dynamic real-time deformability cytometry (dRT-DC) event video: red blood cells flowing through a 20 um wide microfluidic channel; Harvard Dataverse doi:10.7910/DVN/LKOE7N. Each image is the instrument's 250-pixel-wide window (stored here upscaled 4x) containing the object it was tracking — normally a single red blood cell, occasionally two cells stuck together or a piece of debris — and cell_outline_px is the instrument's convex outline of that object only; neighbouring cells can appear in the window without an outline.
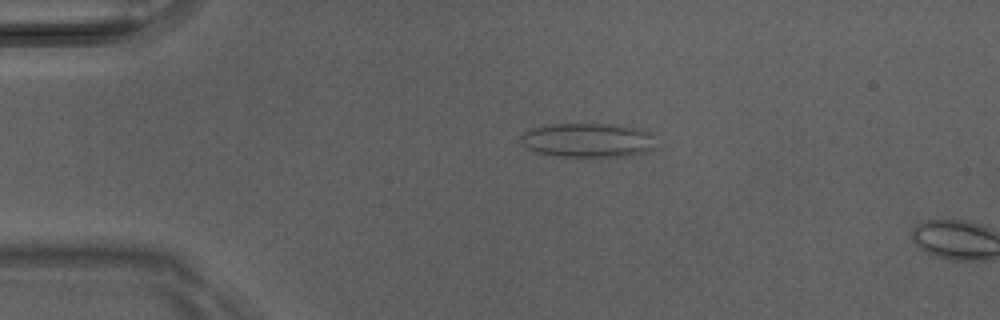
{"species": "Egyptian fruit bat (a non-hibernating species)", "species_latin": "Rousettus aegyptiacus", "temperature_condition": "room temperature", "stored_images_in_passage": 3, "camera_frame_rate_fps": 3000, "um_per_image_px": 0.085, "animal": {"sex": "male"}, "frame": {"image": 1, "passage_image": 1, "time_ms": 0.0, "image_size_px": [1000, 320], "cell_outline_px": [[656, 148], [648, 152], [632, 156], [552, 156], [536, 152], [528, 148], [520, 140], [520, 136], [524, 132], [532, 128], [544, 124], [616, 124], [640, 128], [652, 132]], "centroid_in_image_um": [50.02, 11.91], "position_along_channel_um": 35.0, "area_um2": 27.46}}